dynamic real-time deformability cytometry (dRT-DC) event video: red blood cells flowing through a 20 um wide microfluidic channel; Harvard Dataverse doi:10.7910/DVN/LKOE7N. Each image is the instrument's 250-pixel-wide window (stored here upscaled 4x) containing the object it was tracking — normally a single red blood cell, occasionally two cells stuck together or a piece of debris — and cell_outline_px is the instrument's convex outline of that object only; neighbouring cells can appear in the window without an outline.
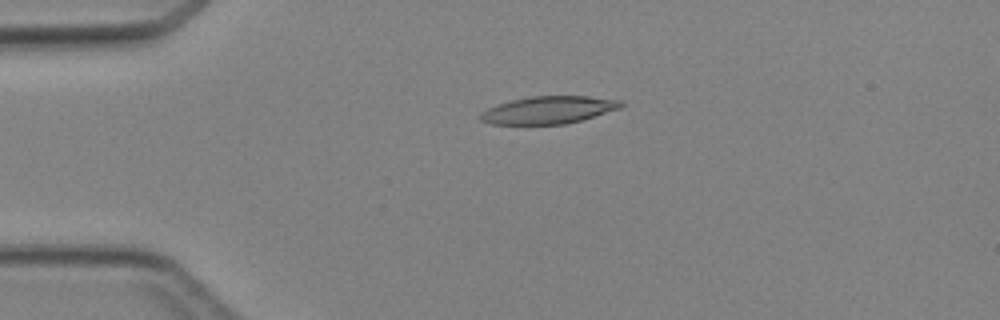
{"species": "Egyptian fruit bat (a non-hibernating species)", "species_latin": "Rousettus aegyptiacus", "temperature_condition": "cold", "stored_images_in_passage": 3, "camera_frame_rate_fps": 3000, "um_per_image_px": 0.085, "animal": {"sex": "female"}, "frame": {"image": 1, "passage_image": 2, "time_ms": 1.0, "image_size_px": [1000, 320], "cell_outline_px": [[624, 104], [620, 108], [580, 120], [564, 124], [492, 124], [480, 120], [480, 112], [496, 104], [528, 96], [588, 96], [620, 100]], "centroid_in_image_um": [46.59, 9.34], "position_along_channel_um": 38.4, "area_um2": 22.37}}